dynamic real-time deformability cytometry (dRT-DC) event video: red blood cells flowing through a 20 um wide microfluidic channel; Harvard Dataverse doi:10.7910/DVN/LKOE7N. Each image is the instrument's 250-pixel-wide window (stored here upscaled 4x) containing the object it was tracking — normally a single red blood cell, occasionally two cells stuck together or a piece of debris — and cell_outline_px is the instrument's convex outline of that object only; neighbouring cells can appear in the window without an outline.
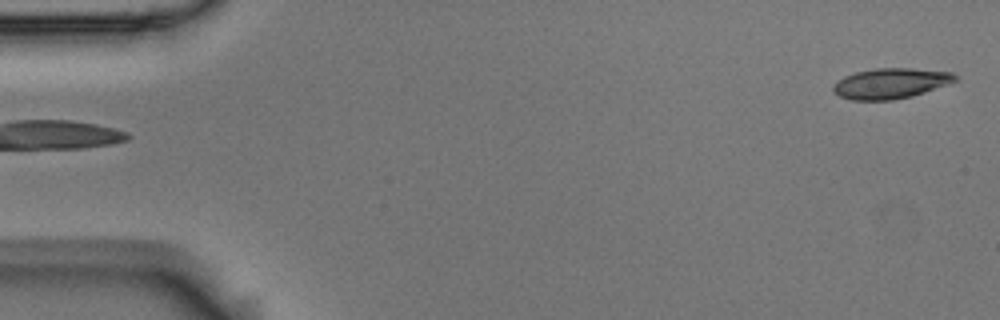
{"species": "Egyptian fruit bat (a non-hibernating species)", "species_latin": "Rousettus aegyptiacus", "temperature_condition": "room temperature", "stored_images_in_passage": 4, "segment_of_instrument_passage": [2, 2], "camera_frame_rate_fps": 3000, "um_per_image_px": 0.085, "animal": {"sex": "male"}, "frame": {"image": 1, "passage_image": 4, "time_ms": 1.0, "image_size_px": [1000, 320], "cell_outline_px": [[960, 80], [912, 96], [892, 100], [852, 100], [840, 96], [832, 92], [832, 84], [844, 76], [856, 72], [876, 68], [912, 68], [952, 72], [960, 76]], "centroid_in_image_um": [75.72, 7.08], "position_along_channel_um": 9.3, "area_um2": 21.85}}